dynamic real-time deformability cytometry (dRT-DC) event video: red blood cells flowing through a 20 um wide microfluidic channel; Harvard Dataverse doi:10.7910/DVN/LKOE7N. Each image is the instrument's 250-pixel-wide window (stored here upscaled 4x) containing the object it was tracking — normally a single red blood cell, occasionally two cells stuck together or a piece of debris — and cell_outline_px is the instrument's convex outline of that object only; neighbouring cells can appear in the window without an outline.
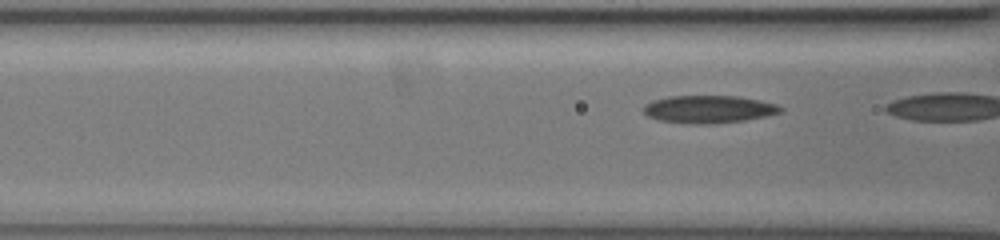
{"species": "common noctule bat (a hibernating species)", "species_latin": "Nyctalus noctula", "temperature_condition": "warm", "stored_images_in_passage": 16, "camera_frame_rate_fps": 3000, "um_per_image_px": 0.085, "animal": {"sex": "female", "body_mass_g": 19.5, "forearm_length_mm": 54.1}, "frame": {"image": 1, "passage_image": 15, "time_ms": 4.667, "image_size_px": [1000, 240], "cell_outline_px": [[784, 112], [768, 116], [744, 120], [708, 124], [684, 124], [660, 120], [648, 116], [644, 112], [644, 104], [652, 100], [668, 96], [736, 96], [760, 100], [776, 104], [784, 108]], "centroid_in_image_um": [60.26, 9.28], "position_along_channel_um": 106.3, "area_um2": 22.25}}